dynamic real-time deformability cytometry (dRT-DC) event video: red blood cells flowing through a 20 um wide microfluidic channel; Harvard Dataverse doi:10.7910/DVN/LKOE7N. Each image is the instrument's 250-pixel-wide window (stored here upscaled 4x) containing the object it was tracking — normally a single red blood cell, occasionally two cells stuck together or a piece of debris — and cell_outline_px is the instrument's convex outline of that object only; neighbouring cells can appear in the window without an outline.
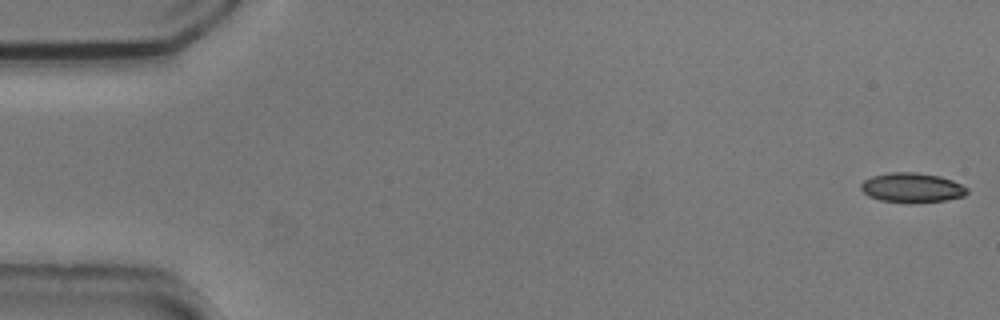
{"species": "common noctule bat (a hibernating species)", "species_latin": "Nyctalus noctula", "temperature_condition": "cold", "stored_images_in_passage": 54, "camera_frame_rate_fps": 3000, "um_per_image_px": 0.085, "animal": {"sex": "male", "body_mass_g": 20.5, "forearm_length_mm": 52.5}, "frame": {"image": 1, "passage_image": 1, "time_ms": 0.0, "image_size_px": [1000, 320], "cell_outline_px": [[968, 192], [964, 196], [944, 200], [908, 204], [880, 200], [868, 196], [860, 188], [860, 184], [864, 180], [872, 176], [888, 172], [916, 172], [940, 176], [952, 180], [968, 188]], "centroid_in_image_um": [77.49, 15.96], "position_along_channel_um": 7.5, "area_um2": 18.55}}
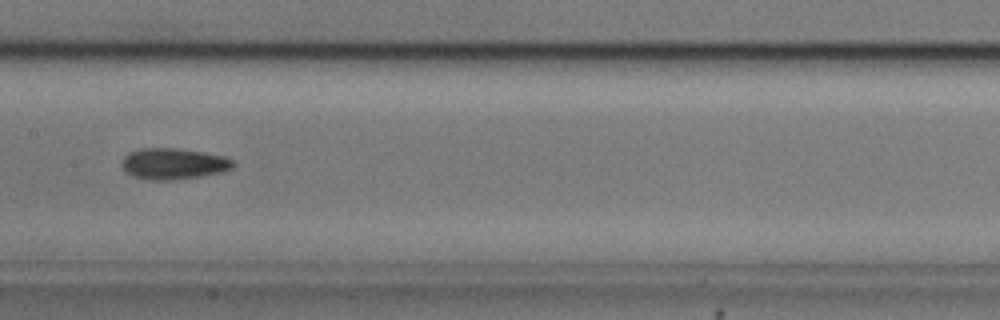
{"frame": {"image": 2, "passage_image": 27, "time_ms": 8.667, "image_size_px": [1000, 320], "cell_outline_px": [[236, 164], [232, 168], [224, 172], [200, 176], [172, 180], [144, 180], [132, 176], [120, 164], [124, 156], [128, 152], [140, 148], [180, 148], [204, 152], [224, 156], [232, 160]], "centroid_in_image_um": [14.74, 13.91], "position_along_channel_um": 192.7, "area_um2": 20.46}}
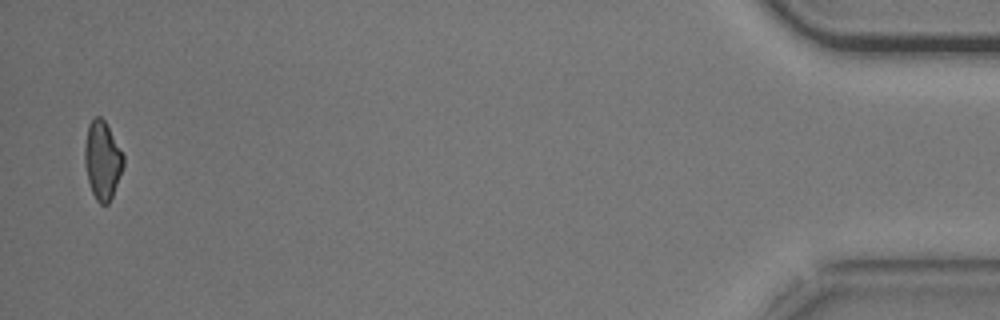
{"frame": {"image": 3, "passage_image": 53, "time_ms": 17.333, "image_size_px": [1000, 320], "cell_outline_px": [[124, 164], [112, 196], [108, 204], [100, 204], [96, 200], [92, 192], [88, 180], [84, 164], [84, 144], [88, 124], [96, 116], [100, 116], [104, 120], [124, 156]], "centroid_in_image_um": [8.68, 13.62], "position_along_channel_um": 426.5, "area_um2": 17.51}, "authors_computed_cell_mechanics": {"area_um2": 18.6405, "velocity_mm_per_s": 3.7273, "shape_relaxation_time_tau1_ms": 4.1471, "shape_relaxation_time_tau2_ms": 8.2266, "deformation_change_tau1": 0.0948, "deformation_change_tau2": 0.1391}}